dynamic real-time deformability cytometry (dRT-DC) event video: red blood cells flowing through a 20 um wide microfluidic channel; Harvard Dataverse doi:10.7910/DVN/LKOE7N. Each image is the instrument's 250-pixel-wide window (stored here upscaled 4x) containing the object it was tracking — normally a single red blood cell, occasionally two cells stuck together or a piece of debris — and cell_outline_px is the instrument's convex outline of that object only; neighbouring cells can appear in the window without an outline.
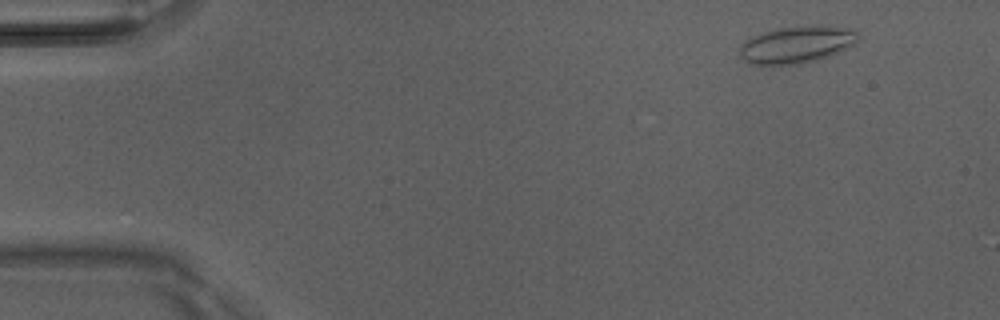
{"species": "Egyptian fruit bat (a non-hibernating species)", "species_latin": "Rousettus aegyptiacus", "temperature_condition": "room temperature", "stored_images_in_passage": 4, "camera_frame_rate_fps": 3000, "um_per_image_px": 0.085, "animal": {"sex": "male"}, "frame": {"image": 1, "passage_image": 1, "time_ms": 0.0, "image_size_px": [1000, 320], "cell_outline_px": [[856, 40], [852, 44], [828, 56], [816, 60], [800, 64], [772, 68], [752, 64], [744, 60], [740, 56], [740, 44], [764, 32], [776, 28], [808, 24], [828, 24], [852, 28], [856, 32]], "centroid_in_image_um": [67.68, 3.8], "position_along_channel_um": 17.3, "area_um2": 26.18}}